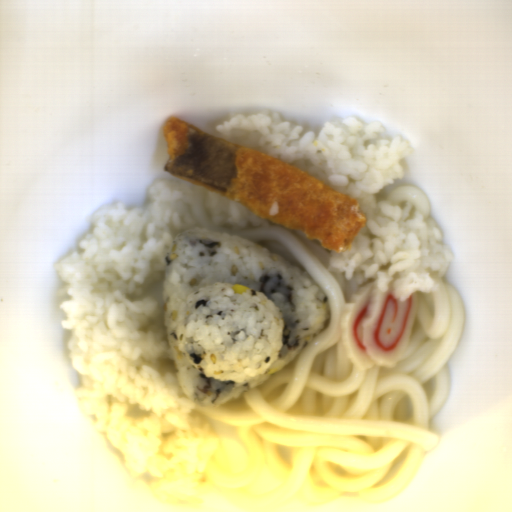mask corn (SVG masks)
Wrapping results in <instances>:
<instances>
[{"label":"corn","mask_w":512,"mask_h":512,"mask_svg":"<svg viewBox=\"0 0 512 512\" xmlns=\"http://www.w3.org/2000/svg\"><path fill=\"white\" fill-rule=\"evenodd\" d=\"M232 289L236 295L237 294H245L249 290V288L246 287L245 285H240V284H236V283L233 284Z\"/></svg>","instance_id":"corn-1"}]
</instances>
